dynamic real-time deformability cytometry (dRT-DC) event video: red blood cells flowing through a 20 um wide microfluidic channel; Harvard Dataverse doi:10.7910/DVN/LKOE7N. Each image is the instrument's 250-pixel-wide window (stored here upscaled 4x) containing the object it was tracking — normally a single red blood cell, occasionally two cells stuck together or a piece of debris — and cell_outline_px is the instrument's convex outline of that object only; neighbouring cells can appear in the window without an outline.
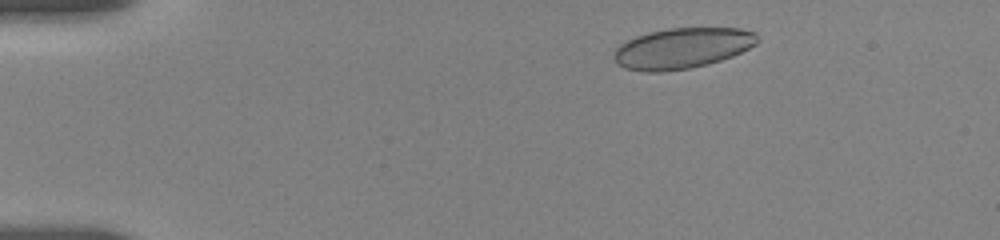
{"species": "human", "species_latin": "Homo sapiens", "temperature_condition": "room temperature", "stored_images_in_passage": 9, "camera_frame_rate_fps": 3000, "um_per_image_px": 0.085, "donor": {"sex": "female"}, "frame": {"image": 1, "passage_image": 4, "time_ms": 1.0, "image_size_px": [1000, 240], "cell_outline_px": [[760, 40], [756, 44], [732, 56], [708, 64], [688, 68], [660, 72], [644, 72], [624, 68], [616, 64], [612, 56], [612, 52], [620, 44], [636, 36], [648, 32], [668, 28], [740, 28], [756, 32]], "centroid_in_image_um": [57.96, 4.1], "position_along_channel_um": 27.0, "area_um2": 34.22}}